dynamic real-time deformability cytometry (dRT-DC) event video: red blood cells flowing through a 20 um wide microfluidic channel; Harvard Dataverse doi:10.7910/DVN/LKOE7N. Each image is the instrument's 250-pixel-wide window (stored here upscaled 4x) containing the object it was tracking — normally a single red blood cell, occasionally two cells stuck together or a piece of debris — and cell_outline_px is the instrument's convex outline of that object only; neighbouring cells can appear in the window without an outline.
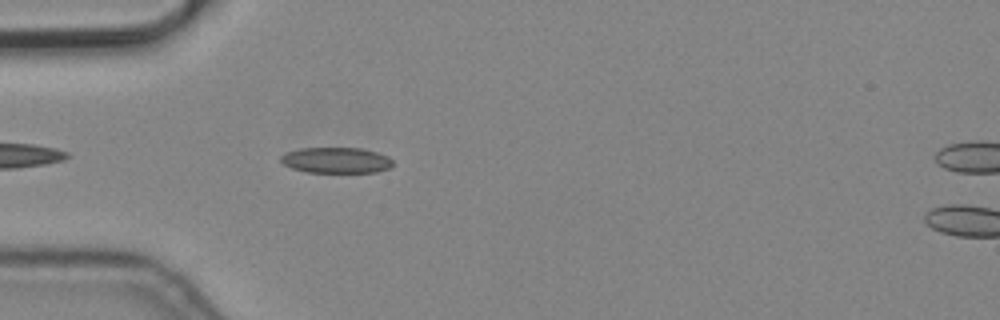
{"species": "common noctule bat (a hibernating species)", "species_latin": "Nyctalus noctula", "temperature_condition": "cold", "stored_images_in_passage": 4, "camera_frame_rate_fps": 3000, "um_per_image_px": 0.085, "animal": {"sex": "male", "body_mass_g": 19.2, "forearm_length_mm": 51.8}, "frame": {"image": 1, "passage_image": 3, "time_ms": 0.667, "image_size_px": [1000, 320], "cell_outline_px": [[392, 168], [376, 172], [308, 172], [292, 168], [284, 164], [280, 160], [280, 156], [284, 152], [300, 148], [360, 148], [376, 152], [388, 156], [392, 160]], "centroid_in_image_um": [28.57, 13.62], "position_along_channel_um": 56.4, "area_um2": 16.88}}